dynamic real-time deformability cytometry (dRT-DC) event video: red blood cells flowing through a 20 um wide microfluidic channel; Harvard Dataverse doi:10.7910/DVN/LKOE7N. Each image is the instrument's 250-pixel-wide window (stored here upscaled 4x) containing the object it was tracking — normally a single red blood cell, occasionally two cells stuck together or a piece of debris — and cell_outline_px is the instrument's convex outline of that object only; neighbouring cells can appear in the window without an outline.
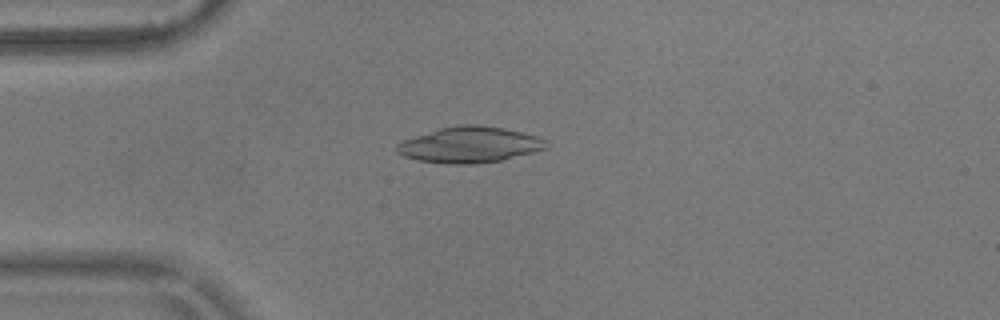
{"species": "common noctule bat (a hibernating species)", "species_latin": "Nyctalus noctula", "temperature_condition": "warm", "stored_images_in_passage": 8, "camera_frame_rate_fps": 3000, "um_per_image_px": 0.085, "animal": {"sex": "male", "body_mass_g": 17.9}, "frame": {"image": 1, "passage_image": 3, "time_ms": 0.667, "image_size_px": [1000, 320], "cell_outline_px": [[548, 148], [500, 160], [476, 164], [452, 164], [416, 160], [404, 156], [396, 152], [396, 144], [404, 140], [440, 128], [460, 124], [476, 124], [500, 128], [520, 132], [536, 136], [544, 140], [548, 144]], "centroid_in_image_um": [39.89, 12.31], "position_along_channel_um": 45.1, "area_um2": 30.87}}